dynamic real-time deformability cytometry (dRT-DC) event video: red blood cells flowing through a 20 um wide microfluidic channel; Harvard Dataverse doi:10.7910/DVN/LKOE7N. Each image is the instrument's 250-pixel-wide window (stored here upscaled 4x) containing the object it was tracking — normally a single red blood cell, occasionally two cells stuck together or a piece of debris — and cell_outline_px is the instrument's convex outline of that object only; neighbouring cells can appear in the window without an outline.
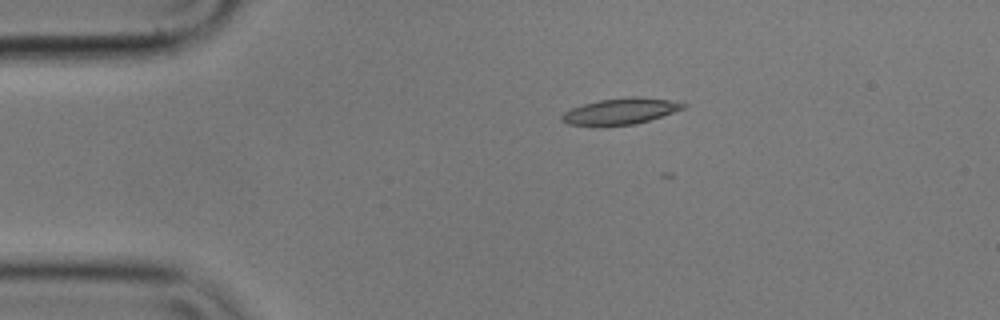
{"species": "common noctule bat (a hibernating species)", "species_latin": "Nyctalus noctula", "temperature_condition": "cold", "stored_images_in_passage": 3, "camera_frame_rate_fps": 3000, "um_per_image_px": 0.085, "animal": {"sex": "male", "body_mass_g": 17.9}, "frame": {"image": 1, "passage_image": 1, "time_ms": 0.0, "image_size_px": [1000, 320], "cell_outline_px": [[688, 104], [684, 108], [636, 124], [604, 128], [600, 128], [568, 124], [560, 120], [560, 116], [564, 112], [572, 108], [584, 104], [600, 100], [628, 96], [640, 96], [668, 100]], "centroid_in_image_um": [52.66, 9.49], "position_along_channel_um": 32.3, "area_um2": 18.96}}